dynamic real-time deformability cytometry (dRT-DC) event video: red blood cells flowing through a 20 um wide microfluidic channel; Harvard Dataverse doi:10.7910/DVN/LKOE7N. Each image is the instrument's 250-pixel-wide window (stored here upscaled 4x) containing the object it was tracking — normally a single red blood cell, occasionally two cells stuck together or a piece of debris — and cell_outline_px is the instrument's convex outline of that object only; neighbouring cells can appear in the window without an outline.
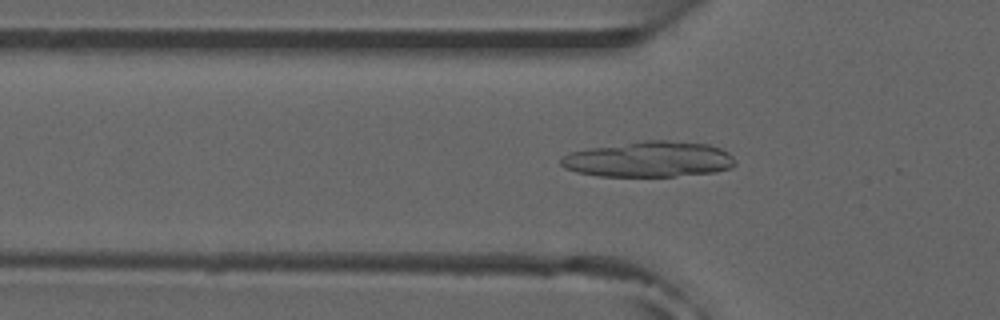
{"species": "common noctule bat (a hibernating species)", "species_latin": "Nyctalus noctula", "temperature_condition": "room temperature", "stored_images_in_passage": 25, "camera_frame_rate_fps": 3000, "um_per_image_px": 0.085, "animal": {"sex": "male", "forearm_length_mm": 52.5}, "frame": {"image": 1, "passage_image": 17, "time_ms": 5.333, "image_size_px": [1000, 320], "cell_outline_px": [[736, 164], [732, 168], [716, 172], [676, 176], [600, 176], [576, 172], [564, 168], [560, 164], [560, 160], [568, 152], [592, 148], [644, 140], [668, 140], [708, 144], [720, 148], [728, 152], [736, 160]], "centroid_in_image_um": [55.2, 13.54], "position_along_channel_um": 70.6, "area_um2": 36.3}}
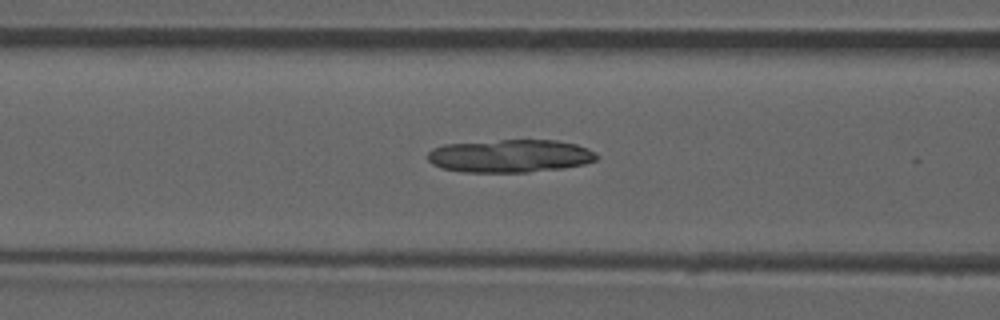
{"frame": {"image": 2, "passage_image": 21, "time_ms": 6.667, "image_size_px": [1000, 320], "cell_outline_px": [[600, 156], [596, 160], [584, 164], [564, 168], [528, 172], [464, 172], [440, 168], [432, 164], [428, 160], [428, 152], [432, 148], [444, 144], [500, 140], [556, 140], [576, 144], [588, 148], [596, 152]], "centroid_in_image_um": [43.37, 13.25], "position_along_channel_um": 123.2, "area_um2": 32.71}}